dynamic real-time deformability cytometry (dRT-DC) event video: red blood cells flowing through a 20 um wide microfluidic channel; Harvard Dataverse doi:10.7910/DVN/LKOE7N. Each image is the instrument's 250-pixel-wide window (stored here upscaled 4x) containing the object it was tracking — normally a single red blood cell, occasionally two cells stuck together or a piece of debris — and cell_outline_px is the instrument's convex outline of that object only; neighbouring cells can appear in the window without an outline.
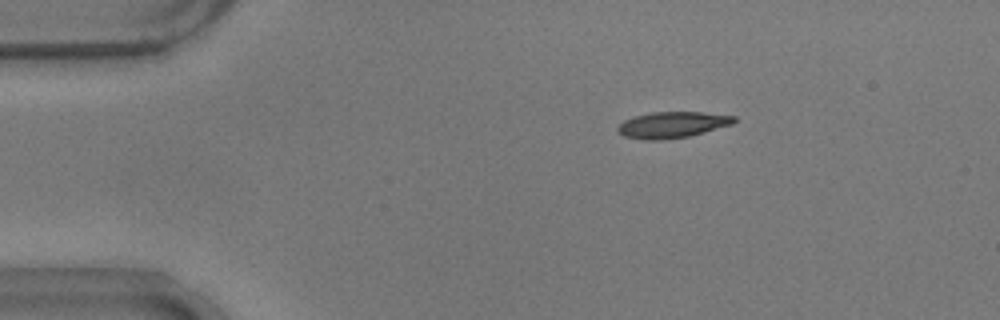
{"species": "common noctule bat (a hibernating species)", "species_latin": "Nyctalus noctula", "temperature_condition": "warm", "stored_images_in_passage": 46, "camera_frame_rate_fps": 3000, "um_per_image_px": 0.085, "animal": {"sex": "male", "body_mass_g": 17.9}, "frame": {"image": 1, "passage_image": 1, "time_ms": 0.0, "image_size_px": [1000, 320], "cell_outline_px": [[736, 120], [732, 124], [704, 132], [688, 136], [660, 140], [644, 140], [624, 136], [616, 132], [616, 128], [624, 120], [636, 116], [652, 112], [704, 112], [736, 116]], "centroid_in_image_um": [57.12, 10.61], "position_along_channel_um": 27.9, "area_um2": 17.69}}
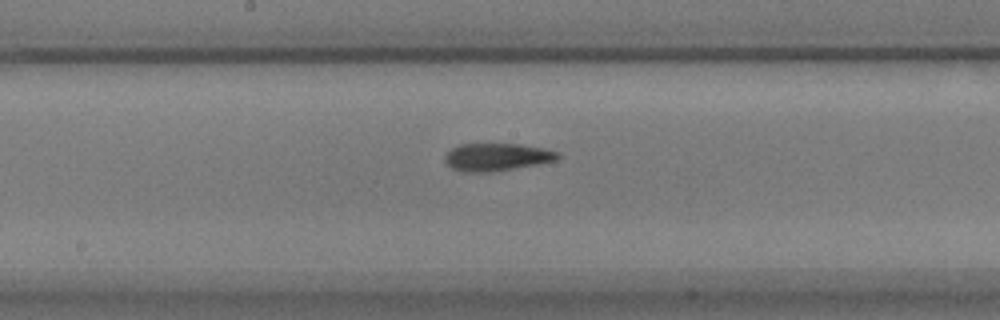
{"frame": {"image": 2, "passage_image": 20, "time_ms": 6.333, "image_size_px": [1000, 320], "cell_outline_px": [[560, 156], [556, 160], [540, 164], [492, 172], [464, 172], [452, 168], [444, 164], [444, 156], [452, 148], [460, 144], [520, 144], [544, 148], [560, 152]], "centroid_in_image_um": [42.22, 13.35], "position_along_channel_um": 206.0, "area_um2": 18.38}}
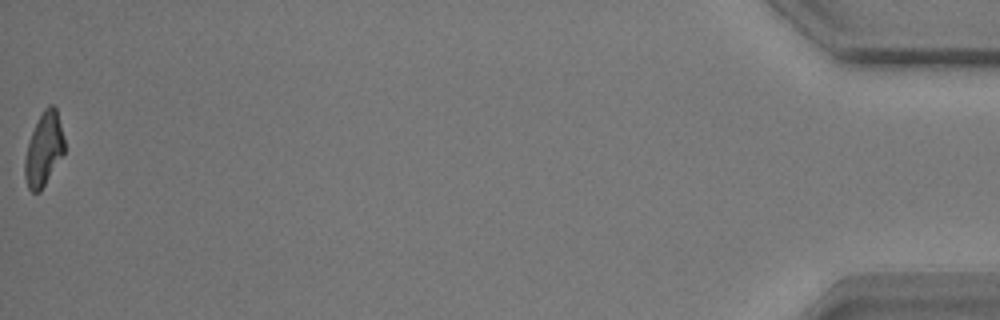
{"frame": {"image": 3, "passage_image": 46, "time_ms": 15.0, "image_size_px": [1000, 320], "cell_outline_px": [[64, 152], [40, 192], [32, 192], [28, 188], [24, 176], [24, 160], [28, 140], [44, 108], [48, 104], [52, 104], [56, 108], [64, 136]], "centroid_in_image_um": [3.71, 12.68], "position_along_channel_um": 431.5, "area_um2": 16.82}, "authors_computed_cell_mechanics": {"area_um2": 17.918, "velocity_mm_per_s": 3.7317, "shape_relaxation_time_tau1_ms": 5.7727, "shape_relaxation_time_tau2_ms": 3.1616, "deformation_change_tau1": 0.2348, "deformation_change_tau2": 0.1246}}